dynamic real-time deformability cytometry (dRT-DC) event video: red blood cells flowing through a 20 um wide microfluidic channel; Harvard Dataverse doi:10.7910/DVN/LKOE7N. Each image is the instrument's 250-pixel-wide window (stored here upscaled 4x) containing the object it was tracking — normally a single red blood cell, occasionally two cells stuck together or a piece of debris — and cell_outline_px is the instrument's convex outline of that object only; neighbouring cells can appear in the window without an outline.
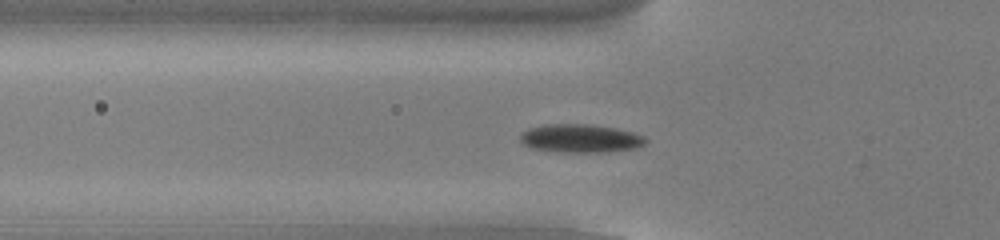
{"species": "common noctule bat (a hibernating species)", "species_latin": "Nyctalus noctula", "temperature_condition": "cold", "stored_images_in_passage": 49, "camera_frame_rate_fps": 3000, "um_per_image_px": 0.085, "animal": {"sex": "male", "body_mass_g": 13.0, "forearm_length_mm": 53.1}, "frame": {"image": 1, "passage_image": 14, "time_ms": 4.333, "image_size_px": [1000, 240], "cell_outline_px": [[648, 140], [640, 148], [608, 152], [560, 152], [532, 148], [524, 144], [520, 140], [520, 132], [528, 128], [544, 124], [592, 124], [616, 128], [632, 132], [644, 136]], "centroid_in_image_um": [49.36, 11.76], "position_along_channel_um": 76.4, "area_um2": 21.04}}
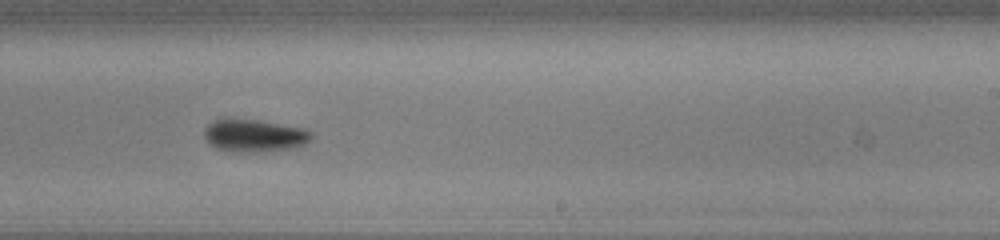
{"frame": {"image": 2, "passage_image": 29, "time_ms": 9.333, "image_size_px": [1000, 240], "cell_outline_px": [[312, 136], [304, 144], [296, 148], [256, 152], [244, 152], [216, 148], [208, 144], [204, 136], [204, 128], [212, 120], [220, 116], [228, 116], [256, 120], [304, 128], [312, 132]], "centroid_in_image_um": [21.54, 11.48], "position_along_channel_um": 267.5, "area_um2": 20.81}}
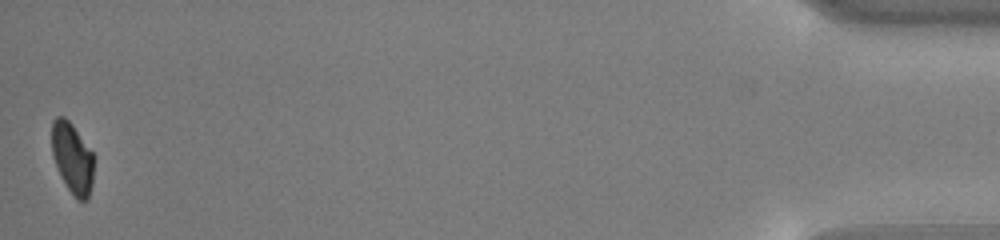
{"frame": {"image": 3, "passage_image": 49, "time_ms": 16.0, "image_size_px": [1000, 240], "cell_outline_px": [[92, 184], [88, 200], [80, 200], [68, 188], [52, 156], [52, 120], [56, 116], [64, 116], [72, 124], [92, 152]], "centroid_in_image_um": [6.13, 13.39], "position_along_channel_um": 429.1, "area_um2": 16.82}, "authors_computed_cell_mechanics": {"area_um2": 19.1318, "velocity_mm_per_s": 3.8199, "shape_relaxation_time_tau1_ms": 2.4284, "shape_relaxation_time_tau2_ms": null, "deformation_change_tau1": 0.1237, "deformation_change_tau2": null}}